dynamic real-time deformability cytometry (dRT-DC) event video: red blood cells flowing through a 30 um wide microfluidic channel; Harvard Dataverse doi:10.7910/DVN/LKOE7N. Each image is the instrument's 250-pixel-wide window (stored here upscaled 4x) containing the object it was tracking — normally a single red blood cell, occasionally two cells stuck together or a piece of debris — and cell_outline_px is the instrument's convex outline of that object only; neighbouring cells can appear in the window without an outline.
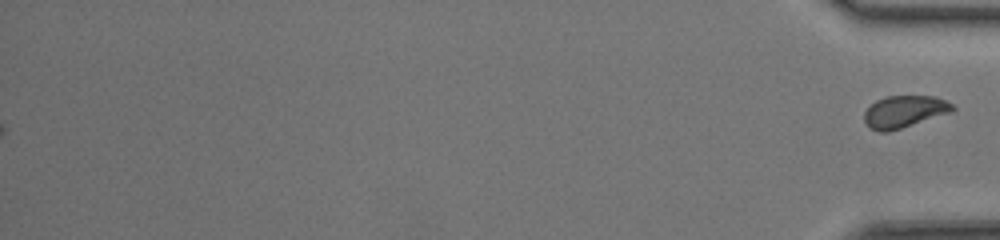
{"species": "common noctule bat (a hibernating species)", "species_latin": "Nyctalus noctula", "temperature_condition": "room temperature", "stored_images_in_passage": 50, "segment_of_instrument_passage": [2, 2], "camera_frame_rate_fps": 3000, "um_per_image_px": 0.085, "animal": {"sex": "female", "body_mass_g": 17.0, "forearm_length_mm": 48.0}, "frame": {"image": 1, "passage_image": 50, "time_ms": 16.333, "image_size_px": [1000, 240], "cell_outline_px": [[956, 108], [952, 112], [888, 132], [880, 132], [868, 128], [864, 120], [864, 112], [876, 100], [884, 96], [936, 96], [952, 104]], "centroid_in_image_um": [76.85, 9.49], "position_along_channel_um": 358.3, "area_um2": 16.53}}